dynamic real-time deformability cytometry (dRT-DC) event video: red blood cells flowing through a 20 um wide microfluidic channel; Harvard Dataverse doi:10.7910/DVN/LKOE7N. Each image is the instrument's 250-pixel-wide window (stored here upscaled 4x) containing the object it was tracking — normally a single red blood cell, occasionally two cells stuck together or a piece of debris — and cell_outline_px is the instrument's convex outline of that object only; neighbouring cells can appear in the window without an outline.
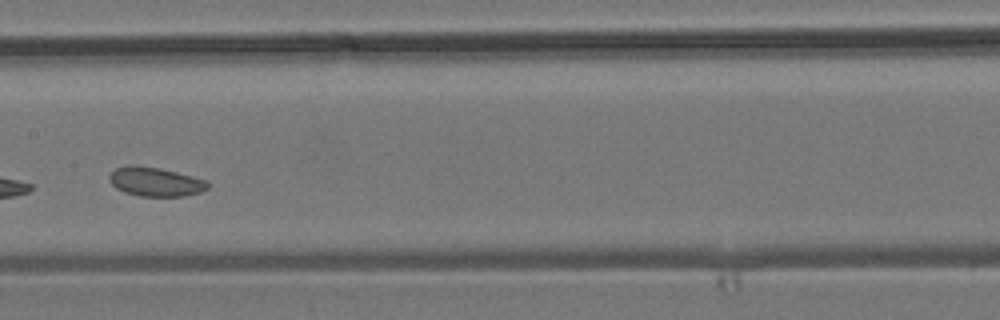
{"species": "common noctule bat (a hibernating species)", "species_latin": "Nyctalus noctula", "temperature_condition": "room temperature", "stored_images_in_passage": 7, "camera_frame_rate_fps": 3000, "um_per_image_px": 0.085, "animal": {"sex": "male", "body_mass_g": 19.2, "forearm_length_mm": 51.8}, "frame": {"image": 1, "passage_image": 6, "time_ms": 6.0, "image_size_px": [1000, 320], "cell_outline_px": [[212, 184], [208, 188], [200, 192], [184, 196], [140, 196], [124, 192], [116, 188], [112, 184], [108, 176], [116, 168], [128, 164], [132, 164], [160, 168], [208, 180]], "centroid_in_image_um": [13.23, 15.44], "position_along_channel_um": 194.2, "area_um2": 16.82}}
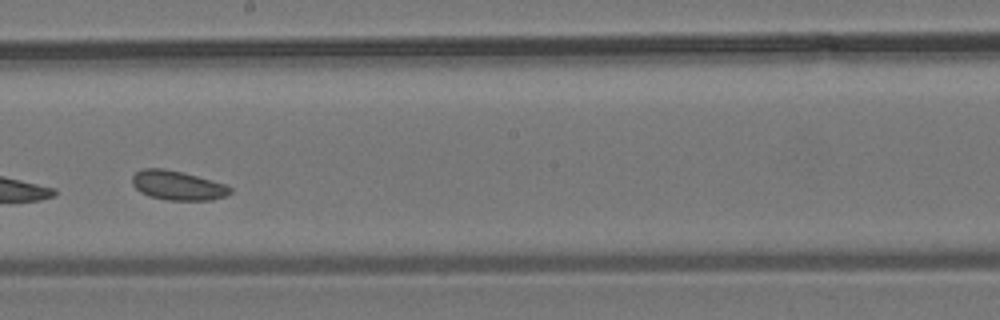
{"frame": {"image": 2, "passage_image": 7, "time_ms": 7.0, "image_size_px": [1000, 320], "cell_outline_px": [[232, 192], [224, 196], [212, 200], [168, 200], [148, 196], [140, 192], [132, 184], [132, 176], [136, 172], [144, 168], [164, 168], [212, 180], [224, 184], [232, 188]], "centroid_in_image_um": [15.08, 15.77], "position_along_channel_um": 233.1, "area_um2": 16.65}}